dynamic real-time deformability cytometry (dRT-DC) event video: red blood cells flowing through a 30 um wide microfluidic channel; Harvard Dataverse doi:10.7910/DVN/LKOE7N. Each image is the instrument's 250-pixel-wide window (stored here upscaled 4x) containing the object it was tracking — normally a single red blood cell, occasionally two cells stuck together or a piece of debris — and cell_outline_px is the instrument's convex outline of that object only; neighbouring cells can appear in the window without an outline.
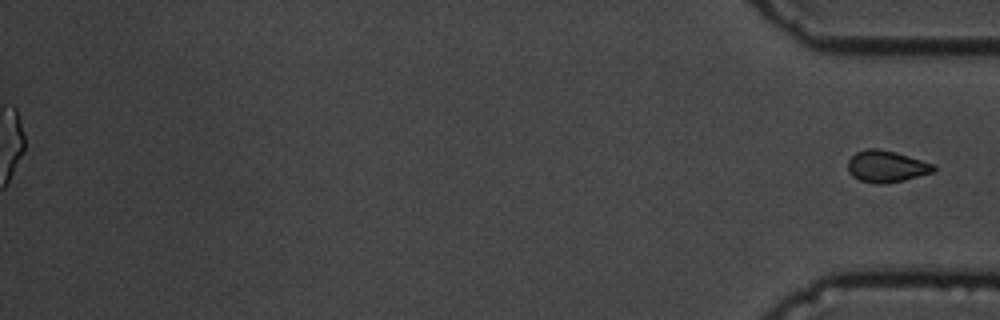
{"species": "common noctule bat (a hibernating species)", "species_latin": "Nyctalus noctula", "temperature_condition": "cold", "stored_images_in_passage": 57, "segment_of_instrument_passage": [2, 2], "camera_frame_rate_fps": 3000, "um_per_image_px": 0.085, "animal": {"sex": "male", "body_mass_g": 19.5, "forearm_length_mm": 54.6}, "frame": {"image": 1, "passage_image": 57, "time_ms": 18.667, "image_size_px": [1000, 320], "cell_outline_px": [[936, 168], [932, 172], [904, 180], [884, 184], [876, 184], [860, 180], [852, 176], [848, 172], [848, 160], [856, 152], [868, 148], [876, 148], [908, 156], [936, 164]], "centroid_in_image_um": [75.33, 14.15], "position_along_channel_um": 359.9, "area_um2": 15.72}}